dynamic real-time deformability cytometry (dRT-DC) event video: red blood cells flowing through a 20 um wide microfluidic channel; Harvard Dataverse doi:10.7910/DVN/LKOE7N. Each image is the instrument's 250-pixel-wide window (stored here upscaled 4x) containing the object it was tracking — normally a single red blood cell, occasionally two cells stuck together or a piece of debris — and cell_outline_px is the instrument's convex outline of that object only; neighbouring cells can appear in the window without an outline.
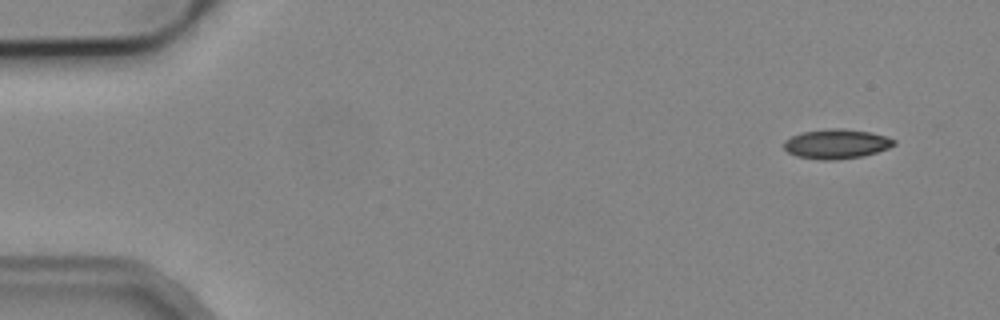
{"species": "common noctule bat (a hibernating species)", "species_latin": "Nyctalus noctula", "temperature_condition": "cold", "stored_images_in_passage": 2, "segment_of_instrument_passage": [2, 2], "camera_frame_rate_fps": 3000, "um_per_image_px": 0.085, "animal": {"sex": "male", "body_mass_g": 19.2, "forearm_length_mm": 51.8}, "frame": {"image": 1, "passage_image": 2, "time_ms": 2.0, "image_size_px": [1000, 320], "cell_outline_px": [[896, 144], [888, 148], [864, 156], [836, 160], [824, 160], [796, 156], [788, 152], [784, 148], [784, 140], [800, 132], [828, 128], [840, 128], [868, 132], [888, 136], [896, 140]], "centroid_in_image_um": [71.1, 12.23], "position_along_channel_um": 13.9, "area_um2": 19.07}}